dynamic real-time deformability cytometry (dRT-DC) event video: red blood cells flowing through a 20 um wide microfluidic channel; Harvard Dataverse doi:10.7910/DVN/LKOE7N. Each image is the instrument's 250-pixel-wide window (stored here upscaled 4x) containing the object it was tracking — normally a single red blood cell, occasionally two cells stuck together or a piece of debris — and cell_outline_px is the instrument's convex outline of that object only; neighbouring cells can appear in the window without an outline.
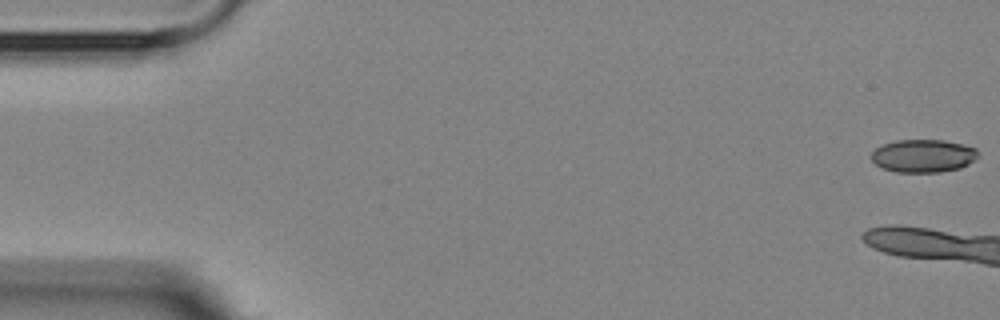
{"species": "Egyptian fruit bat (a non-hibernating species)", "species_latin": "Rousettus aegyptiacus", "temperature_condition": "room temperature", "stored_images_in_passage": 4, "camera_frame_rate_fps": 3000, "um_per_image_px": 0.085, "animal": {"sex": "female"}, "frame": {"image": 1, "passage_image": 1, "time_ms": 0.0, "image_size_px": [1000, 320], "cell_outline_px": [[976, 160], [960, 168], [940, 172], [896, 172], [884, 168], [876, 164], [872, 160], [872, 152], [876, 148], [884, 144], [896, 140], [944, 140], [964, 144], [976, 148]], "centroid_in_image_um": [78.49, 13.24], "position_along_channel_um": 6.5, "area_um2": 20.4}}